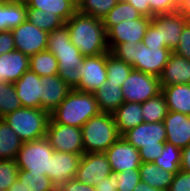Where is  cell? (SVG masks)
Segmentation results:
<instances>
[{"mask_svg":"<svg viewBox=\"0 0 190 191\" xmlns=\"http://www.w3.org/2000/svg\"><path fill=\"white\" fill-rule=\"evenodd\" d=\"M114 173L129 169H139L141 159L139 150L132 146L123 136L104 152Z\"/></svg>","mask_w":190,"mask_h":191,"instance_id":"cell-15","label":"cell"},{"mask_svg":"<svg viewBox=\"0 0 190 191\" xmlns=\"http://www.w3.org/2000/svg\"><path fill=\"white\" fill-rule=\"evenodd\" d=\"M65 25L69 30L71 43L84 57L110 52L102 19L77 11Z\"/></svg>","mask_w":190,"mask_h":191,"instance_id":"cell-1","label":"cell"},{"mask_svg":"<svg viewBox=\"0 0 190 191\" xmlns=\"http://www.w3.org/2000/svg\"><path fill=\"white\" fill-rule=\"evenodd\" d=\"M54 152L46 137L23 142L16 161L19 170L29 173L44 174L49 178L50 158Z\"/></svg>","mask_w":190,"mask_h":191,"instance_id":"cell-8","label":"cell"},{"mask_svg":"<svg viewBox=\"0 0 190 191\" xmlns=\"http://www.w3.org/2000/svg\"><path fill=\"white\" fill-rule=\"evenodd\" d=\"M81 132L84 153L105 152L121 136L113 114L104 112L90 118L82 126Z\"/></svg>","mask_w":190,"mask_h":191,"instance_id":"cell-6","label":"cell"},{"mask_svg":"<svg viewBox=\"0 0 190 191\" xmlns=\"http://www.w3.org/2000/svg\"><path fill=\"white\" fill-rule=\"evenodd\" d=\"M15 48L28 57L47 48L48 32L39 29L28 20L13 28Z\"/></svg>","mask_w":190,"mask_h":191,"instance_id":"cell-11","label":"cell"},{"mask_svg":"<svg viewBox=\"0 0 190 191\" xmlns=\"http://www.w3.org/2000/svg\"><path fill=\"white\" fill-rule=\"evenodd\" d=\"M117 191H133L141 183L139 169H127L117 173Z\"/></svg>","mask_w":190,"mask_h":191,"instance_id":"cell-40","label":"cell"},{"mask_svg":"<svg viewBox=\"0 0 190 191\" xmlns=\"http://www.w3.org/2000/svg\"><path fill=\"white\" fill-rule=\"evenodd\" d=\"M22 143L18 134L11 129L3 118H0V159H16Z\"/></svg>","mask_w":190,"mask_h":191,"instance_id":"cell-29","label":"cell"},{"mask_svg":"<svg viewBox=\"0 0 190 191\" xmlns=\"http://www.w3.org/2000/svg\"><path fill=\"white\" fill-rule=\"evenodd\" d=\"M141 182L159 190L168 191L173 181V173L159 168L153 162H142L139 167Z\"/></svg>","mask_w":190,"mask_h":191,"instance_id":"cell-26","label":"cell"},{"mask_svg":"<svg viewBox=\"0 0 190 191\" xmlns=\"http://www.w3.org/2000/svg\"><path fill=\"white\" fill-rule=\"evenodd\" d=\"M149 7L154 15L167 14L177 10V0H149Z\"/></svg>","mask_w":190,"mask_h":191,"instance_id":"cell-42","label":"cell"},{"mask_svg":"<svg viewBox=\"0 0 190 191\" xmlns=\"http://www.w3.org/2000/svg\"><path fill=\"white\" fill-rule=\"evenodd\" d=\"M153 163L161 169L176 174L181 166V149L165 142L161 155Z\"/></svg>","mask_w":190,"mask_h":191,"instance_id":"cell-36","label":"cell"},{"mask_svg":"<svg viewBox=\"0 0 190 191\" xmlns=\"http://www.w3.org/2000/svg\"><path fill=\"white\" fill-rule=\"evenodd\" d=\"M143 16L136 8L125 0H119L118 3L102 18L103 26L106 32L112 27L125 20H136Z\"/></svg>","mask_w":190,"mask_h":191,"instance_id":"cell-30","label":"cell"},{"mask_svg":"<svg viewBox=\"0 0 190 191\" xmlns=\"http://www.w3.org/2000/svg\"><path fill=\"white\" fill-rule=\"evenodd\" d=\"M168 191H190V173L180 169L174 175Z\"/></svg>","mask_w":190,"mask_h":191,"instance_id":"cell-44","label":"cell"},{"mask_svg":"<svg viewBox=\"0 0 190 191\" xmlns=\"http://www.w3.org/2000/svg\"><path fill=\"white\" fill-rule=\"evenodd\" d=\"M46 50L52 52L58 61V76L72 89H76L81 81L78 67L82 64L84 56L71 43L65 24L48 33Z\"/></svg>","mask_w":190,"mask_h":191,"instance_id":"cell-2","label":"cell"},{"mask_svg":"<svg viewBox=\"0 0 190 191\" xmlns=\"http://www.w3.org/2000/svg\"><path fill=\"white\" fill-rule=\"evenodd\" d=\"M133 191H164V190L156 189L154 187L149 186L147 183L141 182L135 186Z\"/></svg>","mask_w":190,"mask_h":191,"instance_id":"cell-51","label":"cell"},{"mask_svg":"<svg viewBox=\"0 0 190 191\" xmlns=\"http://www.w3.org/2000/svg\"><path fill=\"white\" fill-rule=\"evenodd\" d=\"M81 81L76 90L94 93L106 83V53L102 55L84 57L78 67Z\"/></svg>","mask_w":190,"mask_h":191,"instance_id":"cell-12","label":"cell"},{"mask_svg":"<svg viewBox=\"0 0 190 191\" xmlns=\"http://www.w3.org/2000/svg\"><path fill=\"white\" fill-rule=\"evenodd\" d=\"M7 1H10V2H19V3H27L29 0H7Z\"/></svg>","mask_w":190,"mask_h":191,"instance_id":"cell-53","label":"cell"},{"mask_svg":"<svg viewBox=\"0 0 190 191\" xmlns=\"http://www.w3.org/2000/svg\"><path fill=\"white\" fill-rule=\"evenodd\" d=\"M142 43L148 48H167L165 43L161 42L160 30H157L151 23L147 28Z\"/></svg>","mask_w":190,"mask_h":191,"instance_id":"cell-43","label":"cell"},{"mask_svg":"<svg viewBox=\"0 0 190 191\" xmlns=\"http://www.w3.org/2000/svg\"><path fill=\"white\" fill-rule=\"evenodd\" d=\"M100 112L113 113L124 102V95L120 85L106 82L94 92Z\"/></svg>","mask_w":190,"mask_h":191,"instance_id":"cell-27","label":"cell"},{"mask_svg":"<svg viewBox=\"0 0 190 191\" xmlns=\"http://www.w3.org/2000/svg\"><path fill=\"white\" fill-rule=\"evenodd\" d=\"M18 164L15 159H0V191H7L18 179Z\"/></svg>","mask_w":190,"mask_h":191,"instance_id":"cell-39","label":"cell"},{"mask_svg":"<svg viewBox=\"0 0 190 191\" xmlns=\"http://www.w3.org/2000/svg\"><path fill=\"white\" fill-rule=\"evenodd\" d=\"M27 20L34 26H37L39 29L48 33L62 27L65 24V22L54 13H47V11L28 7Z\"/></svg>","mask_w":190,"mask_h":191,"instance_id":"cell-32","label":"cell"},{"mask_svg":"<svg viewBox=\"0 0 190 191\" xmlns=\"http://www.w3.org/2000/svg\"><path fill=\"white\" fill-rule=\"evenodd\" d=\"M150 23L151 18L143 15L141 18L136 20H125L112 26L106 32L109 51H111L116 45L124 42L133 41L141 43Z\"/></svg>","mask_w":190,"mask_h":191,"instance_id":"cell-14","label":"cell"},{"mask_svg":"<svg viewBox=\"0 0 190 191\" xmlns=\"http://www.w3.org/2000/svg\"><path fill=\"white\" fill-rule=\"evenodd\" d=\"M30 57L13 50L0 55V82L15 83L29 70Z\"/></svg>","mask_w":190,"mask_h":191,"instance_id":"cell-21","label":"cell"},{"mask_svg":"<svg viewBox=\"0 0 190 191\" xmlns=\"http://www.w3.org/2000/svg\"><path fill=\"white\" fill-rule=\"evenodd\" d=\"M187 22L183 14L178 11L155 15L151 18V24L160 30L161 42L172 51L179 45L181 32Z\"/></svg>","mask_w":190,"mask_h":191,"instance_id":"cell-16","label":"cell"},{"mask_svg":"<svg viewBox=\"0 0 190 191\" xmlns=\"http://www.w3.org/2000/svg\"><path fill=\"white\" fill-rule=\"evenodd\" d=\"M46 138L51 147L59 152L83 154V139L81 128L49 121Z\"/></svg>","mask_w":190,"mask_h":191,"instance_id":"cell-10","label":"cell"},{"mask_svg":"<svg viewBox=\"0 0 190 191\" xmlns=\"http://www.w3.org/2000/svg\"><path fill=\"white\" fill-rule=\"evenodd\" d=\"M174 53L190 60V22H186L181 32L179 45L173 51Z\"/></svg>","mask_w":190,"mask_h":191,"instance_id":"cell-41","label":"cell"},{"mask_svg":"<svg viewBox=\"0 0 190 191\" xmlns=\"http://www.w3.org/2000/svg\"><path fill=\"white\" fill-rule=\"evenodd\" d=\"M190 22V0H177V10Z\"/></svg>","mask_w":190,"mask_h":191,"instance_id":"cell-50","label":"cell"},{"mask_svg":"<svg viewBox=\"0 0 190 191\" xmlns=\"http://www.w3.org/2000/svg\"><path fill=\"white\" fill-rule=\"evenodd\" d=\"M26 4L28 8L54 13L64 22L77 12V3L74 0H29Z\"/></svg>","mask_w":190,"mask_h":191,"instance_id":"cell-28","label":"cell"},{"mask_svg":"<svg viewBox=\"0 0 190 191\" xmlns=\"http://www.w3.org/2000/svg\"><path fill=\"white\" fill-rule=\"evenodd\" d=\"M132 146L139 150L141 162H154L164 148L166 130L164 122H143L129 129L123 135Z\"/></svg>","mask_w":190,"mask_h":191,"instance_id":"cell-5","label":"cell"},{"mask_svg":"<svg viewBox=\"0 0 190 191\" xmlns=\"http://www.w3.org/2000/svg\"><path fill=\"white\" fill-rule=\"evenodd\" d=\"M169 111L190 116V84H174L161 88Z\"/></svg>","mask_w":190,"mask_h":191,"instance_id":"cell-24","label":"cell"},{"mask_svg":"<svg viewBox=\"0 0 190 191\" xmlns=\"http://www.w3.org/2000/svg\"><path fill=\"white\" fill-rule=\"evenodd\" d=\"M168 112V106L162 93L142 103L141 114L144 122H162Z\"/></svg>","mask_w":190,"mask_h":191,"instance_id":"cell-33","label":"cell"},{"mask_svg":"<svg viewBox=\"0 0 190 191\" xmlns=\"http://www.w3.org/2000/svg\"><path fill=\"white\" fill-rule=\"evenodd\" d=\"M129 4H131L134 8H136L140 13L144 16H148L150 18L155 15L151 12L149 7V0H125Z\"/></svg>","mask_w":190,"mask_h":191,"instance_id":"cell-48","label":"cell"},{"mask_svg":"<svg viewBox=\"0 0 190 191\" xmlns=\"http://www.w3.org/2000/svg\"><path fill=\"white\" fill-rule=\"evenodd\" d=\"M82 155L54 150L50 158L49 179L52 180L56 188L65 181L75 178Z\"/></svg>","mask_w":190,"mask_h":191,"instance_id":"cell-17","label":"cell"},{"mask_svg":"<svg viewBox=\"0 0 190 191\" xmlns=\"http://www.w3.org/2000/svg\"><path fill=\"white\" fill-rule=\"evenodd\" d=\"M99 113L94 93L72 89L51 113V118L58 124L82 128L90 118Z\"/></svg>","mask_w":190,"mask_h":191,"instance_id":"cell-4","label":"cell"},{"mask_svg":"<svg viewBox=\"0 0 190 191\" xmlns=\"http://www.w3.org/2000/svg\"><path fill=\"white\" fill-rule=\"evenodd\" d=\"M166 142L182 149L190 145V116L169 111L163 120Z\"/></svg>","mask_w":190,"mask_h":191,"instance_id":"cell-19","label":"cell"},{"mask_svg":"<svg viewBox=\"0 0 190 191\" xmlns=\"http://www.w3.org/2000/svg\"><path fill=\"white\" fill-rule=\"evenodd\" d=\"M94 188L96 191H117V173L112 172L109 176L100 180Z\"/></svg>","mask_w":190,"mask_h":191,"instance_id":"cell-47","label":"cell"},{"mask_svg":"<svg viewBox=\"0 0 190 191\" xmlns=\"http://www.w3.org/2000/svg\"><path fill=\"white\" fill-rule=\"evenodd\" d=\"M27 20V4L3 0L0 2V32L16 28Z\"/></svg>","mask_w":190,"mask_h":191,"instance_id":"cell-25","label":"cell"},{"mask_svg":"<svg viewBox=\"0 0 190 191\" xmlns=\"http://www.w3.org/2000/svg\"><path fill=\"white\" fill-rule=\"evenodd\" d=\"M142 103L124 102L112 114L119 134L122 136L129 129L135 128L144 122Z\"/></svg>","mask_w":190,"mask_h":191,"instance_id":"cell-23","label":"cell"},{"mask_svg":"<svg viewBox=\"0 0 190 191\" xmlns=\"http://www.w3.org/2000/svg\"><path fill=\"white\" fill-rule=\"evenodd\" d=\"M133 69L134 68L130 64L117 59L110 52L106 53V82L122 86Z\"/></svg>","mask_w":190,"mask_h":191,"instance_id":"cell-34","label":"cell"},{"mask_svg":"<svg viewBox=\"0 0 190 191\" xmlns=\"http://www.w3.org/2000/svg\"><path fill=\"white\" fill-rule=\"evenodd\" d=\"M18 180L27 191H57L52 180L44 174L29 173L25 170H19Z\"/></svg>","mask_w":190,"mask_h":191,"instance_id":"cell-35","label":"cell"},{"mask_svg":"<svg viewBox=\"0 0 190 191\" xmlns=\"http://www.w3.org/2000/svg\"><path fill=\"white\" fill-rule=\"evenodd\" d=\"M111 173V166L104 152L83 153L75 179L81 183L95 186Z\"/></svg>","mask_w":190,"mask_h":191,"instance_id":"cell-13","label":"cell"},{"mask_svg":"<svg viewBox=\"0 0 190 191\" xmlns=\"http://www.w3.org/2000/svg\"><path fill=\"white\" fill-rule=\"evenodd\" d=\"M172 52L169 48H148L142 42L133 41L118 44L110 51L117 59L130 64L135 70L157 77L163 72Z\"/></svg>","mask_w":190,"mask_h":191,"instance_id":"cell-3","label":"cell"},{"mask_svg":"<svg viewBox=\"0 0 190 191\" xmlns=\"http://www.w3.org/2000/svg\"><path fill=\"white\" fill-rule=\"evenodd\" d=\"M7 191H27V189L17 179Z\"/></svg>","mask_w":190,"mask_h":191,"instance_id":"cell-52","label":"cell"},{"mask_svg":"<svg viewBox=\"0 0 190 191\" xmlns=\"http://www.w3.org/2000/svg\"><path fill=\"white\" fill-rule=\"evenodd\" d=\"M29 69L40 77L54 76L58 75L59 66L54 54L45 50L30 57Z\"/></svg>","mask_w":190,"mask_h":191,"instance_id":"cell-31","label":"cell"},{"mask_svg":"<svg viewBox=\"0 0 190 191\" xmlns=\"http://www.w3.org/2000/svg\"><path fill=\"white\" fill-rule=\"evenodd\" d=\"M14 87L22 107L40 108V76L29 69L14 83Z\"/></svg>","mask_w":190,"mask_h":191,"instance_id":"cell-20","label":"cell"},{"mask_svg":"<svg viewBox=\"0 0 190 191\" xmlns=\"http://www.w3.org/2000/svg\"><path fill=\"white\" fill-rule=\"evenodd\" d=\"M182 171L190 173V145L181 149V166Z\"/></svg>","mask_w":190,"mask_h":191,"instance_id":"cell-49","label":"cell"},{"mask_svg":"<svg viewBox=\"0 0 190 191\" xmlns=\"http://www.w3.org/2000/svg\"><path fill=\"white\" fill-rule=\"evenodd\" d=\"M121 88L125 102L143 103L161 93L159 77L135 69Z\"/></svg>","mask_w":190,"mask_h":191,"instance_id":"cell-9","label":"cell"},{"mask_svg":"<svg viewBox=\"0 0 190 191\" xmlns=\"http://www.w3.org/2000/svg\"><path fill=\"white\" fill-rule=\"evenodd\" d=\"M42 90L40 108L52 113L56 107L68 96L72 88L58 75L40 77Z\"/></svg>","mask_w":190,"mask_h":191,"instance_id":"cell-18","label":"cell"},{"mask_svg":"<svg viewBox=\"0 0 190 191\" xmlns=\"http://www.w3.org/2000/svg\"><path fill=\"white\" fill-rule=\"evenodd\" d=\"M119 0H81L77 3L79 13L102 19Z\"/></svg>","mask_w":190,"mask_h":191,"instance_id":"cell-37","label":"cell"},{"mask_svg":"<svg viewBox=\"0 0 190 191\" xmlns=\"http://www.w3.org/2000/svg\"><path fill=\"white\" fill-rule=\"evenodd\" d=\"M57 191H96V189L94 186L88 185L86 183H81L74 178L61 184L57 188Z\"/></svg>","mask_w":190,"mask_h":191,"instance_id":"cell-45","label":"cell"},{"mask_svg":"<svg viewBox=\"0 0 190 191\" xmlns=\"http://www.w3.org/2000/svg\"><path fill=\"white\" fill-rule=\"evenodd\" d=\"M159 81L161 88L174 84H190V60L172 52Z\"/></svg>","mask_w":190,"mask_h":191,"instance_id":"cell-22","label":"cell"},{"mask_svg":"<svg viewBox=\"0 0 190 191\" xmlns=\"http://www.w3.org/2000/svg\"><path fill=\"white\" fill-rule=\"evenodd\" d=\"M21 107L14 83L0 82V118Z\"/></svg>","mask_w":190,"mask_h":191,"instance_id":"cell-38","label":"cell"},{"mask_svg":"<svg viewBox=\"0 0 190 191\" xmlns=\"http://www.w3.org/2000/svg\"><path fill=\"white\" fill-rule=\"evenodd\" d=\"M14 36L11 30L0 32V55L15 50Z\"/></svg>","mask_w":190,"mask_h":191,"instance_id":"cell-46","label":"cell"},{"mask_svg":"<svg viewBox=\"0 0 190 191\" xmlns=\"http://www.w3.org/2000/svg\"><path fill=\"white\" fill-rule=\"evenodd\" d=\"M22 142L46 137L51 114L41 108L21 107L3 117Z\"/></svg>","mask_w":190,"mask_h":191,"instance_id":"cell-7","label":"cell"}]
</instances>
